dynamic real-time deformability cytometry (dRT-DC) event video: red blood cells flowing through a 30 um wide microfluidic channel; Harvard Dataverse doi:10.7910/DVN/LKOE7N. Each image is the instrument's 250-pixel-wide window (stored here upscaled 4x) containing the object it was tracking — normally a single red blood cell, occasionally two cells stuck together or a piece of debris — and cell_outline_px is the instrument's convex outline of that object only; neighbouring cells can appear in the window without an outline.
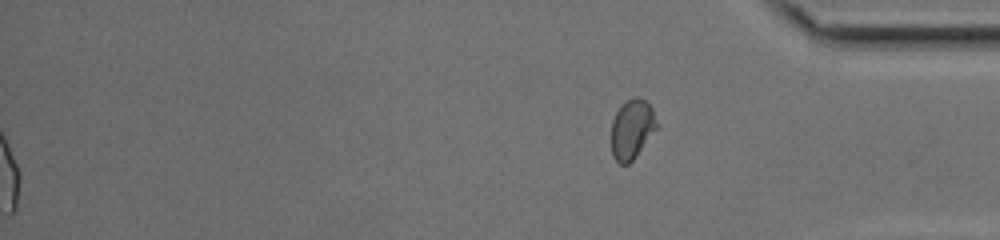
{"species": "common noctule bat (a hibernating species)", "species_latin": "Nyctalus noctula", "temperature_condition": "cold", "stored_images_in_passage": 36, "segment_of_instrument_passage": [2, 2], "camera_frame_rate_fps": 3000, "um_per_image_px": 0.085, "animal": {"sex": "female", "body_mass_g": 17.0, "forearm_length_mm": 48.0}, "frame": {"image": 1, "passage_image": 36, "time_ms": 11.667, "image_size_px": [1000, 240], "cell_outline_px": [[656, 128], [636, 156], [628, 164], [620, 164], [612, 156], [612, 120], [616, 112], [632, 96], [636, 96], [644, 100], [652, 108], [656, 120]], "centroid_in_image_um": [53.7, 10.98], "position_along_channel_um": 381.5, "area_um2": 15.37}}